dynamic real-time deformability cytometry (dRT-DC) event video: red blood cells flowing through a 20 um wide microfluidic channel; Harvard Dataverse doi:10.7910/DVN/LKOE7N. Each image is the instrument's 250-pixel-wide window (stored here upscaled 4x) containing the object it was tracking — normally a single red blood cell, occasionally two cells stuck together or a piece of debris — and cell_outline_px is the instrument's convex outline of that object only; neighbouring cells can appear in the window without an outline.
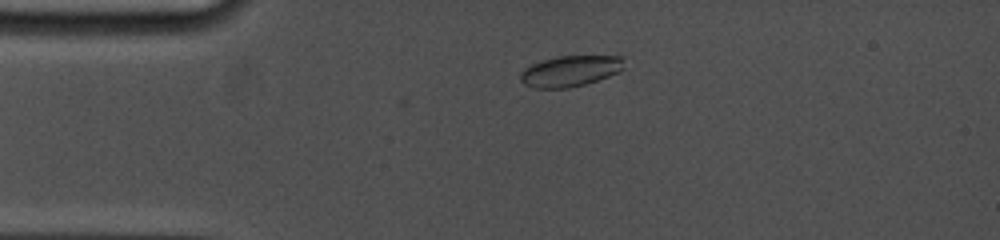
{"species": "common noctule bat (a hibernating species)", "species_latin": "Nyctalus noctula", "temperature_condition": "cold", "stored_images_in_passage": 30, "camera_frame_rate_fps": 5000, "um_per_image_px": 0.085, "animal": {"sex": "female", "body_mass_g": 19.0, "forearm_length_mm": 53.3}, "frame": {"image": 1, "passage_image": 1, "time_ms": 0.0, "image_size_px": [1000, 240], "cell_outline_px": [[624, 68], [608, 76], [584, 84], [568, 88], [536, 88], [524, 84], [520, 80], [520, 72], [524, 68], [532, 64], [544, 60], [560, 56], [624, 56]], "centroid_in_image_um": [48.46, 6.03], "position_along_channel_um": 36.5, "area_um2": 18.5}}
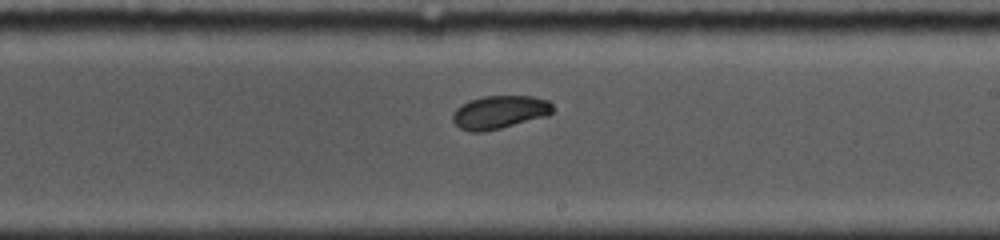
{"frame": {"image": 2, "passage_image": 19, "time_ms": 6.4, "image_size_px": [1000, 240], "cell_outline_px": [[552, 112], [548, 116], [484, 132], [472, 132], [460, 128], [452, 120], [452, 116], [456, 108], [460, 104], [468, 100], [484, 96], [532, 96], [548, 100], [552, 104]], "centroid_in_image_um": [42.45, 9.53], "position_along_channel_um": 246.6, "area_um2": 19.42}}
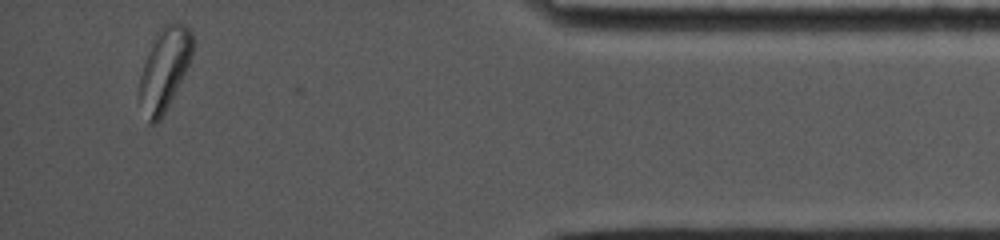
{"frame": {"image": 3, "passage_image": 30, "time_ms": 12.0, "image_size_px": [1000, 240], "cell_outline_px": [[192, 56], [160, 120], [156, 124], [148, 124], [140, 96], [140, 76], [144, 64], [160, 28], [164, 24], [172, 20], [176, 20], [184, 24], [192, 32]], "centroid_in_image_um": [14.0, 5.81], "position_along_channel_um": 421.2, "area_um2": 24.57}}